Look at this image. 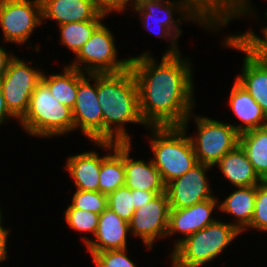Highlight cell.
<instances>
[{
	"label": "cell",
	"mask_w": 267,
	"mask_h": 267,
	"mask_svg": "<svg viewBox=\"0 0 267 267\" xmlns=\"http://www.w3.org/2000/svg\"><path fill=\"white\" fill-rule=\"evenodd\" d=\"M163 55L157 65L151 54L130 59L136 79L140 115L148 126H186L193 109L190 61ZM181 58V59H180Z\"/></svg>",
	"instance_id": "obj_1"
},
{
	"label": "cell",
	"mask_w": 267,
	"mask_h": 267,
	"mask_svg": "<svg viewBox=\"0 0 267 267\" xmlns=\"http://www.w3.org/2000/svg\"><path fill=\"white\" fill-rule=\"evenodd\" d=\"M97 97L103 115V141L130 143L122 124L147 126L140 115L138 87L130 68L120 73L97 74Z\"/></svg>",
	"instance_id": "obj_2"
},
{
	"label": "cell",
	"mask_w": 267,
	"mask_h": 267,
	"mask_svg": "<svg viewBox=\"0 0 267 267\" xmlns=\"http://www.w3.org/2000/svg\"><path fill=\"white\" fill-rule=\"evenodd\" d=\"M153 135L151 159L164 184L183 176L198 164L192 142L185 134L186 126H149Z\"/></svg>",
	"instance_id": "obj_3"
},
{
	"label": "cell",
	"mask_w": 267,
	"mask_h": 267,
	"mask_svg": "<svg viewBox=\"0 0 267 267\" xmlns=\"http://www.w3.org/2000/svg\"><path fill=\"white\" fill-rule=\"evenodd\" d=\"M241 232L234 224L215 221L187 238L175 243L173 267H200L225 249Z\"/></svg>",
	"instance_id": "obj_4"
},
{
	"label": "cell",
	"mask_w": 267,
	"mask_h": 267,
	"mask_svg": "<svg viewBox=\"0 0 267 267\" xmlns=\"http://www.w3.org/2000/svg\"><path fill=\"white\" fill-rule=\"evenodd\" d=\"M20 123L30 135L39 137L58 136L75 129L72 109L57 101L42 81L33 91Z\"/></svg>",
	"instance_id": "obj_5"
},
{
	"label": "cell",
	"mask_w": 267,
	"mask_h": 267,
	"mask_svg": "<svg viewBox=\"0 0 267 267\" xmlns=\"http://www.w3.org/2000/svg\"><path fill=\"white\" fill-rule=\"evenodd\" d=\"M165 5V6H164ZM179 5V6H178ZM173 7V8H172ZM178 8L180 11H182V17L187 19L195 20L196 22H199L203 26L209 28H212L211 26L215 27L198 9L190 0H181V2L177 1V3H172V1L169 0H139L137 3H134V10L136 12L140 13V16L143 20L141 21L143 25L145 24L146 27H148L149 31L155 34L154 31H152V28L149 27L151 24L149 20L155 21L156 26L160 28V32L163 33H156L155 35L166 38V37H172V45H170L169 50L165 52V55H177L179 54L177 49V39L178 36L182 33L180 30V27H178L180 24L178 22L181 21V18L177 19L176 21L173 19V12L174 9ZM162 10V12H165V17L157 18L156 10ZM173 11V12H172ZM198 20V21H197ZM177 22V23H176ZM173 32V33H172ZM174 34V35H173Z\"/></svg>",
	"instance_id": "obj_6"
},
{
	"label": "cell",
	"mask_w": 267,
	"mask_h": 267,
	"mask_svg": "<svg viewBox=\"0 0 267 267\" xmlns=\"http://www.w3.org/2000/svg\"><path fill=\"white\" fill-rule=\"evenodd\" d=\"M114 40L110 30L104 24H101L78 51L76 54L77 61L73 62L72 65L70 64V67L82 72L85 71V74L120 73L126 71L130 68L131 58L117 59V49L114 45ZM80 62L85 66L84 70L81 69L82 64Z\"/></svg>",
	"instance_id": "obj_7"
},
{
	"label": "cell",
	"mask_w": 267,
	"mask_h": 267,
	"mask_svg": "<svg viewBox=\"0 0 267 267\" xmlns=\"http://www.w3.org/2000/svg\"><path fill=\"white\" fill-rule=\"evenodd\" d=\"M198 136L189 137L198 163L214 166L239 144L240 133L230 124L206 117H195Z\"/></svg>",
	"instance_id": "obj_8"
},
{
	"label": "cell",
	"mask_w": 267,
	"mask_h": 267,
	"mask_svg": "<svg viewBox=\"0 0 267 267\" xmlns=\"http://www.w3.org/2000/svg\"><path fill=\"white\" fill-rule=\"evenodd\" d=\"M42 74L43 72L41 73L40 70H35L28 66L25 61L14 56L0 78V88L6 106L19 121L28 110L30 97L41 82Z\"/></svg>",
	"instance_id": "obj_9"
},
{
	"label": "cell",
	"mask_w": 267,
	"mask_h": 267,
	"mask_svg": "<svg viewBox=\"0 0 267 267\" xmlns=\"http://www.w3.org/2000/svg\"><path fill=\"white\" fill-rule=\"evenodd\" d=\"M41 22L40 0H0V26L7 42L25 43Z\"/></svg>",
	"instance_id": "obj_10"
},
{
	"label": "cell",
	"mask_w": 267,
	"mask_h": 267,
	"mask_svg": "<svg viewBox=\"0 0 267 267\" xmlns=\"http://www.w3.org/2000/svg\"><path fill=\"white\" fill-rule=\"evenodd\" d=\"M87 75L94 80V86L86 75L78 83L76 101L72 109L75 130L80 127L82 133L92 142L103 141V115L97 97V74Z\"/></svg>",
	"instance_id": "obj_11"
},
{
	"label": "cell",
	"mask_w": 267,
	"mask_h": 267,
	"mask_svg": "<svg viewBox=\"0 0 267 267\" xmlns=\"http://www.w3.org/2000/svg\"><path fill=\"white\" fill-rule=\"evenodd\" d=\"M169 211L167 194H158L148 204L135 210L129 222L131 233L139 236L148 249L152 248L156 238L167 236Z\"/></svg>",
	"instance_id": "obj_12"
},
{
	"label": "cell",
	"mask_w": 267,
	"mask_h": 267,
	"mask_svg": "<svg viewBox=\"0 0 267 267\" xmlns=\"http://www.w3.org/2000/svg\"><path fill=\"white\" fill-rule=\"evenodd\" d=\"M210 167L212 168L207 164L198 163L183 176L165 185L170 209L190 207L214 197L205 176Z\"/></svg>",
	"instance_id": "obj_13"
},
{
	"label": "cell",
	"mask_w": 267,
	"mask_h": 267,
	"mask_svg": "<svg viewBox=\"0 0 267 267\" xmlns=\"http://www.w3.org/2000/svg\"><path fill=\"white\" fill-rule=\"evenodd\" d=\"M223 44L245 53L243 71L236 81L246 89L267 116V61L258 57L236 35L226 37Z\"/></svg>",
	"instance_id": "obj_14"
},
{
	"label": "cell",
	"mask_w": 267,
	"mask_h": 267,
	"mask_svg": "<svg viewBox=\"0 0 267 267\" xmlns=\"http://www.w3.org/2000/svg\"><path fill=\"white\" fill-rule=\"evenodd\" d=\"M129 230V223L107 207L99 215L98 227L94 235L96 240L83 237L88 247L87 251L92 256L96 252L127 249L126 235Z\"/></svg>",
	"instance_id": "obj_15"
},
{
	"label": "cell",
	"mask_w": 267,
	"mask_h": 267,
	"mask_svg": "<svg viewBox=\"0 0 267 267\" xmlns=\"http://www.w3.org/2000/svg\"><path fill=\"white\" fill-rule=\"evenodd\" d=\"M217 202V198L213 197L190 207L170 209L167 236L178 232L182 233L185 236L184 238H187L214 223L216 220L212 219L211 213Z\"/></svg>",
	"instance_id": "obj_16"
},
{
	"label": "cell",
	"mask_w": 267,
	"mask_h": 267,
	"mask_svg": "<svg viewBox=\"0 0 267 267\" xmlns=\"http://www.w3.org/2000/svg\"><path fill=\"white\" fill-rule=\"evenodd\" d=\"M42 20L51 19L59 25L65 23L101 21L105 15L90 0H40Z\"/></svg>",
	"instance_id": "obj_17"
},
{
	"label": "cell",
	"mask_w": 267,
	"mask_h": 267,
	"mask_svg": "<svg viewBox=\"0 0 267 267\" xmlns=\"http://www.w3.org/2000/svg\"><path fill=\"white\" fill-rule=\"evenodd\" d=\"M130 150V143H124V186L131 190L164 193L165 184L152 160L150 159L149 163L143 160H133L129 155Z\"/></svg>",
	"instance_id": "obj_18"
},
{
	"label": "cell",
	"mask_w": 267,
	"mask_h": 267,
	"mask_svg": "<svg viewBox=\"0 0 267 267\" xmlns=\"http://www.w3.org/2000/svg\"><path fill=\"white\" fill-rule=\"evenodd\" d=\"M94 143L114 151L113 154L102 157L99 174V192L108 196L125 185L124 143L111 141H94Z\"/></svg>",
	"instance_id": "obj_19"
},
{
	"label": "cell",
	"mask_w": 267,
	"mask_h": 267,
	"mask_svg": "<svg viewBox=\"0 0 267 267\" xmlns=\"http://www.w3.org/2000/svg\"><path fill=\"white\" fill-rule=\"evenodd\" d=\"M229 105L239 120L245 124L232 125L239 133L267 125V116L261 106L236 80L229 96Z\"/></svg>",
	"instance_id": "obj_20"
},
{
	"label": "cell",
	"mask_w": 267,
	"mask_h": 267,
	"mask_svg": "<svg viewBox=\"0 0 267 267\" xmlns=\"http://www.w3.org/2000/svg\"><path fill=\"white\" fill-rule=\"evenodd\" d=\"M215 165L235 187L257 186L262 182L240 144L226 153Z\"/></svg>",
	"instance_id": "obj_21"
},
{
	"label": "cell",
	"mask_w": 267,
	"mask_h": 267,
	"mask_svg": "<svg viewBox=\"0 0 267 267\" xmlns=\"http://www.w3.org/2000/svg\"><path fill=\"white\" fill-rule=\"evenodd\" d=\"M102 156L95 151L68 157L66 168L74 179L76 190L99 191Z\"/></svg>",
	"instance_id": "obj_22"
},
{
	"label": "cell",
	"mask_w": 267,
	"mask_h": 267,
	"mask_svg": "<svg viewBox=\"0 0 267 267\" xmlns=\"http://www.w3.org/2000/svg\"><path fill=\"white\" fill-rule=\"evenodd\" d=\"M257 186L237 187L218 207L224 213L235 215L234 225L240 232L251 223L254 213Z\"/></svg>",
	"instance_id": "obj_23"
},
{
	"label": "cell",
	"mask_w": 267,
	"mask_h": 267,
	"mask_svg": "<svg viewBox=\"0 0 267 267\" xmlns=\"http://www.w3.org/2000/svg\"><path fill=\"white\" fill-rule=\"evenodd\" d=\"M194 6L215 26L227 25L230 19L246 16L251 11L248 0H190ZM249 6V7H248ZM241 14V15H240ZM239 15V16H238ZM236 16V17H235Z\"/></svg>",
	"instance_id": "obj_24"
},
{
	"label": "cell",
	"mask_w": 267,
	"mask_h": 267,
	"mask_svg": "<svg viewBox=\"0 0 267 267\" xmlns=\"http://www.w3.org/2000/svg\"><path fill=\"white\" fill-rule=\"evenodd\" d=\"M239 144L259 178L267 181V125L240 133Z\"/></svg>",
	"instance_id": "obj_25"
},
{
	"label": "cell",
	"mask_w": 267,
	"mask_h": 267,
	"mask_svg": "<svg viewBox=\"0 0 267 267\" xmlns=\"http://www.w3.org/2000/svg\"><path fill=\"white\" fill-rule=\"evenodd\" d=\"M64 74H54L47 77L42 74L41 81L49 88L53 97L63 105L73 109L76 101L79 81L85 76L73 67L66 66Z\"/></svg>",
	"instance_id": "obj_26"
},
{
	"label": "cell",
	"mask_w": 267,
	"mask_h": 267,
	"mask_svg": "<svg viewBox=\"0 0 267 267\" xmlns=\"http://www.w3.org/2000/svg\"><path fill=\"white\" fill-rule=\"evenodd\" d=\"M101 24V21H84L58 25L61 41L76 55Z\"/></svg>",
	"instance_id": "obj_27"
},
{
	"label": "cell",
	"mask_w": 267,
	"mask_h": 267,
	"mask_svg": "<svg viewBox=\"0 0 267 267\" xmlns=\"http://www.w3.org/2000/svg\"><path fill=\"white\" fill-rule=\"evenodd\" d=\"M64 212L66 222L73 230L95 235L100 214L73 208L71 205Z\"/></svg>",
	"instance_id": "obj_28"
},
{
	"label": "cell",
	"mask_w": 267,
	"mask_h": 267,
	"mask_svg": "<svg viewBox=\"0 0 267 267\" xmlns=\"http://www.w3.org/2000/svg\"><path fill=\"white\" fill-rule=\"evenodd\" d=\"M108 208L129 223L135 212L131 189L123 186L110 193L108 195Z\"/></svg>",
	"instance_id": "obj_29"
},
{
	"label": "cell",
	"mask_w": 267,
	"mask_h": 267,
	"mask_svg": "<svg viewBox=\"0 0 267 267\" xmlns=\"http://www.w3.org/2000/svg\"><path fill=\"white\" fill-rule=\"evenodd\" d=\"M71 206L80 210L101 214L108 207V196L99 191L76 190Z\"/></svg>",
	"instance_id": "obj_30"
},
{
	"label": "cell",
	"mask_w": 267,
	"mask_h": 267,
	"mask_svg": "<svg viewBox=\"0 0 267 267\" xmlns=\"http://www.w3.org/2000/svg\"><path fill=\"white\" fill-rule=\"evenodd\" d=\"M248 227L267 232V181L257 185L254 213Z\"/></svg>",
	"instance_id": "obj_31"
},
{
	"label": "cell",
	"mask_w": 267,
	"mask_h": 267,
	"mask_svg": "<svg viewBox=\"0 0 267 267\" xmlns=\"http://www.w3.org/2000/svg\"><path fill=\"white\" fill-rule=\"evenodd\" d=\"M127 249L107 250L92 255L97 267H136L127 257Z\"/></svg>",
	"instance_id": "obj_32"
},
{
	"label": "cell",
	"mask_w": 267,
	"mask_h": 267,
	"mask_svg": "<svg viewBox=\"0 0 267 267\" xmlns=\"http://www.w3.org/2000/svg\"><path fill=\"white\" fill-rule=\"evenodd\" d=\"M262 30L265 39L258 37L252 30L236 36L258 57L267 61V26Z\"/></svg>",
	"instance_id": "obj_33"
},
{
	"label": "cell",
	"mask_w": 267,
	"mask_h": 267,
	"mask_svg": "<svg viewBox=\"0 0 267 267\" xmlns=\"http://www.w3.org/2000/svg\"><path fill=\"white\" fill-rule=\"evenodd\" d=\"M93 6L100 12L107 16L108 13L112 11L123 12L126 8L127 3L124 0H90Z\"/></svg>",
	"instance_id": "obj_34"
},
{
	"label": "cell",
	"mask_w": 267,
	"mask_h": 267,
	"mask_svg": "<svg viewBox=\"0 0 267 267\" xmlns=\"http://www.w3.org/2000/svg\"><path fill=\"white\" fill-rule=\"evenodd\" d=\"M131 194L133 196L135 210L141 208L144 204H148L149 201L153 200L158 195L156 192L140 190H131Z\"/></svg>",
	"instance_id": "obj_35"
},
{
	"label": "cell",
	"mask_w": 267,
	"mask_h": 267,
	"mask_svg": "<svg viewBox=\"0 0 267 267\" xmlns=\"http://www.w3.org/2000/svg\"><path fill=\"white\" fill-rule=\"evenodd\" d=\"M0 223V262L6 260L7 256V237L9 236L8 230L3 228Z\"/></svg>",
	"instance_id": "obj_36"
},
{
	"label": "cell",
	"mask_w": 267,
	"mask_h": 267,
	"mask_svg": "<svg viewBox=\"0 0 267 267\" xmlns=\"http://www.w3.org/2000/svg\"><path fill=\"white\" fill-rule=\"evenodd\" d=\"M9 117H14L6 106L5 98L3 96L2 89L0 88V125L9 119Z\"/></svg>",
	"instance_id": "obj_37"
},
{
	"label": "cell",
	"mask_w": 267,
	"mask_h": 267,
	"mask_svg": "<svg viewBox=\"0 0 267 267\" xmlns=\"http://www.w3.org/2000/svg\"><path fill=\"white\" fill-rule=\"evenodd\" d=\"M13 55H10L5 51L4 48L0 47V78L7 70L10 60L13 58Z\"/></svg>",
	"instance_id": "obj_38"
},
{
	"label": "cell",
	"mask_w": 267,
	"mask_h": 267,
	"mask_svg": "<svg viewBox=\"0 0 267 267\" xmlns=\"http://www.w3.org/2000/svg\"><path fill=\"white\" fill-rule=\"evenodd\" d=\"M126 3H128L129 2V0H124ZM131 1V0H130ZM133 1V4L134 3H137L139 0H132Z\"/></svg>",
	"instance_id": "obj_39"
},
{
	"label": "cell",
	"mask_w": 267,
	"mask_h": 267,
	"mask_svg": "<svg viewBox=\"0 0 267 267\" xmlns=\"http://www.w3.org/2000/svg\"><path fill=\"white\" fill-rule=\"evenodd\" d=\"M2 214H1V210H0V223H1V221H2V216H1Z\"/></svg>",
	"instance_id": "obj_40"
}]
</instances>
